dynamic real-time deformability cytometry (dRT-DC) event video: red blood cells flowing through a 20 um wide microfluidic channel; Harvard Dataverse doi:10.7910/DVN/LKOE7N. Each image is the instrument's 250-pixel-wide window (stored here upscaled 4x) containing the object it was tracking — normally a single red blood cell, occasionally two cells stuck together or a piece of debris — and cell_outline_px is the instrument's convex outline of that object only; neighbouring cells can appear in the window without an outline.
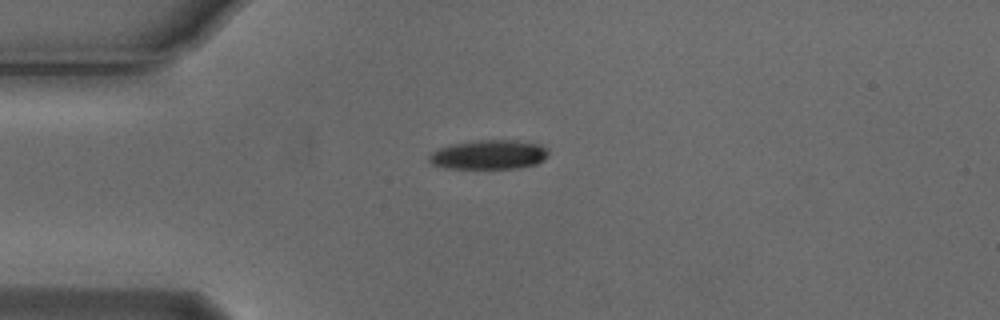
{"species": "Egyptian fruit bat (a non-hibernating species)", "species_latin": "Rousettus aegyptiacus", "temperature_condition": "cold", "stored_images_in_passage": 42, "camera_frame_rate_fps": 3000, "um_per_image_px": 0.085, "animal": {"sex": "male"}, "frame": {"image": 1, "passage_image": 1, "time_ms": 0.0, "image_size_px": [1000, 320], "cell_outline_px": [[548, 156], [544, 160], [536, 164], [516, 168], [444, 168], [432, 164], [428, 160], [428, 156], [432, 152], [440, 148], [472, 140], [516, 140], [540, 144], [548, 148]], "centroid_in_image_um": [41.59, 13.14], "position_along_channel_um": 43.4, "area_um2": 20.4}}
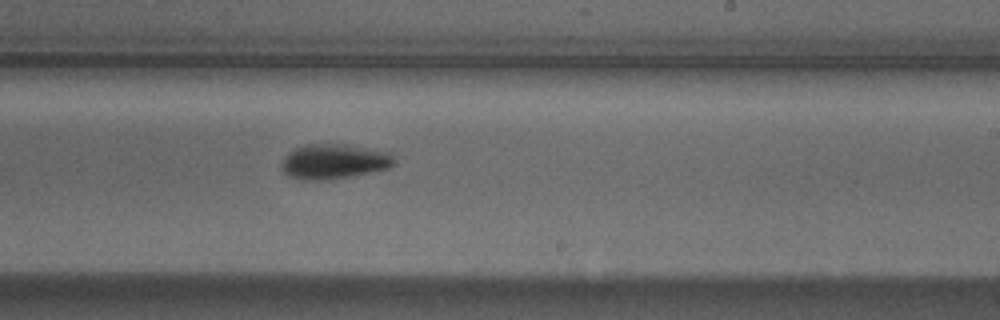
{"frame": {"image": 2, "passage_image": 20, "time_ms": 6.333, "image_size_px": [1000, 320], "cell_outline_px": [[396, 164], [388, 168], [352, 176], [324, 180], [304, 180], [288, 176], [284, 172], [280, 164], [284, 156], [288, 152], [304, 144], [348, 144], [392, 152], [396, 160]], "centroid_in_image_um": [28.41, 13.71], "position_along_channel_um": 260.6, "area_um2": 23.29}}
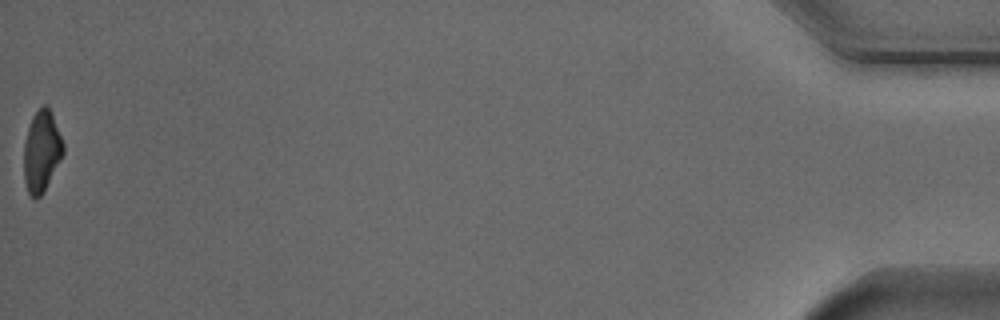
{"frame": {"image": 3, "passage_image": 42, "time_ms": 13.667, "image_size_px": [1000, 320], "cell_outline_px": [[64, 152], [40, 196], [36, 200], [28, 192], [24, 180], [24, 144], [28, 128], [32, 116], [44, 104], [48, 104], [64, 144]], "centroid_in_image_um": [3.53, 12.82], "position_along_channel_um": 431.7, "area_um2": 18.26}, "authors_computed_cell_mechanics": {"area_um2": 21.3282, "velocity_mm_per_s": 3.7634, "shape_relaxation_time_tau1_ms": 2.8158, "shape_relaxation_time_tau2_ms": null, "deformation_change_tau1": 0.1292, "deformation_change_tau2": null}}